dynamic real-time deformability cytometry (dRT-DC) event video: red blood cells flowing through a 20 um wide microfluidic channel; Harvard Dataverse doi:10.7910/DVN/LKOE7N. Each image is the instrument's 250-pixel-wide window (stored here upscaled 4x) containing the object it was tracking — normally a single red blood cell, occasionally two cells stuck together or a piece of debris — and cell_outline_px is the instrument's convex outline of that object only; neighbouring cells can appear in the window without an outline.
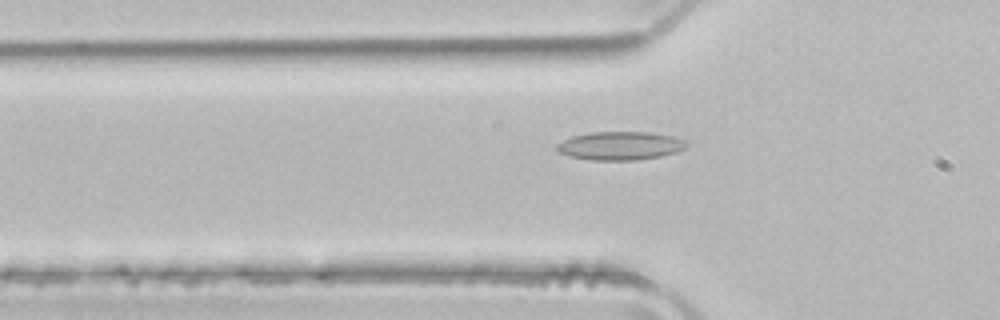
{"species": "common noctule bat (a hibernating species)", "species_latin": "Nyctalus noctula", "temperature_condition": "room temperature", "stored_images_in_passage": 39, "camera_frame_rate_fps": 3000, "um_per_image_px": 0.085, "animal": {"sex": "male", "body_mass_g": 21.5, "forearm_length_mm": 52.0}, "frame": {"image": 1, "passage_image": 5, "time_ms": 1.333, "image_size_px": [1000, 320], "cell_outline_px": [[688, 144], [684, 148], [676, 152], [660, 156], [636, 160], [592, 160], [572, 156], [560, 152], [556, 148], [556, 144], [572, 136], [592, 132], [652, 132], [672, 136], [684, 140]], "centroid_in_image_um": [52.73, 12.38], "position_along_channel_um": 73.1, "area_um2": 21.27}}
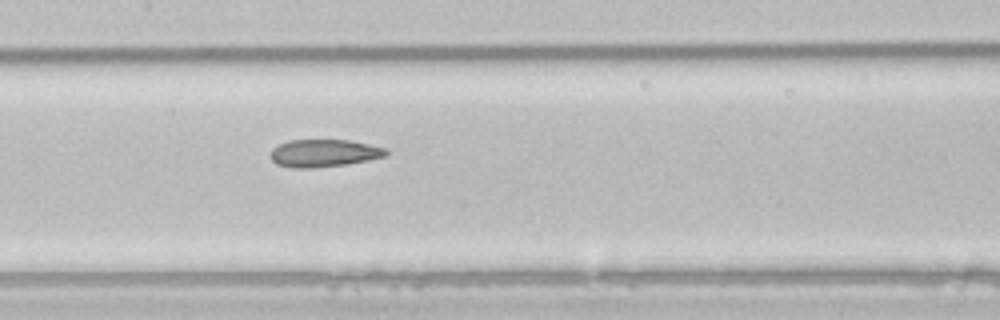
{"frame": {"image": 2, "passage_image": 13, "time_ms": 4.0, "image_size_px": [1000, 320], "cell_outline_px": [[388, 156], [368, 160], [344, 164], [312, 168], [292, 168], [276, 164], [268, 156], [272, 148], [288, 140], [348, 140], [388, 148]], "centroid_in_image_um": [27.52, 13.02], "position_along_channel_um": 179.9, "area_um2": 18.67}}
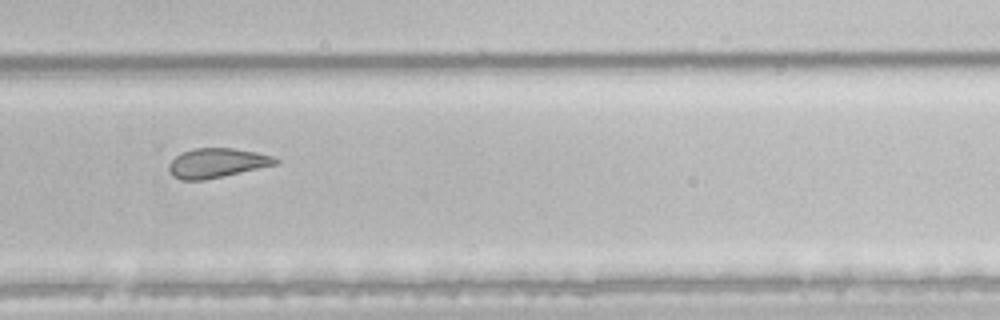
{"frame": {"image": 3, "passage_image": 23, "time_ms": 7.333, "image_size_px": [1000, 320], "cell_outline_px": [[280, 160], [276, 164], [204, 180], [180, 180], [172, 176], [168, 168], [168, 164], [180, 152], [196, 148], [232, 148], [256, 152], [272, 156]], "centroid_in_image_um": [18.38, 13.85], "position_along_channel_um": 311.4, "area_um2": 18.15}, "authors_computed_cell_mechanics": {"area_um2": 19.5942, "velocity_mm_per_s": 3.9641, "shape_relaxation_time_tau1_ms": null, "shape_relaxation_time_tau2_ms": 2.9641, "deformation_change_tau1": null, "deformation_change_tau2": 0.1081}}